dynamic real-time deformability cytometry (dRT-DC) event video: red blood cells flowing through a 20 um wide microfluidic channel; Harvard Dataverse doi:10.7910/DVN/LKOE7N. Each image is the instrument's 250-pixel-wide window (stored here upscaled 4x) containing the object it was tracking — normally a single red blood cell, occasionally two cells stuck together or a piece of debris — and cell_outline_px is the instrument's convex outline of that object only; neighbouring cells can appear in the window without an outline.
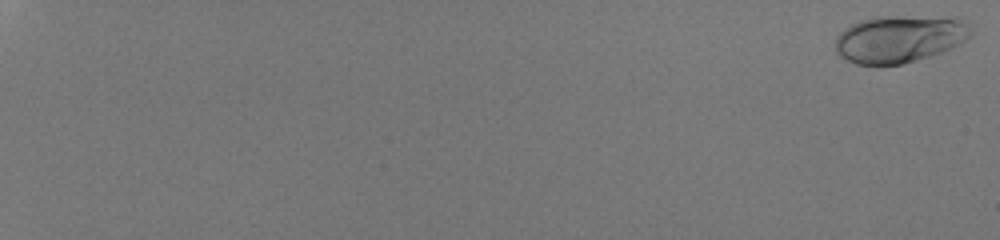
{"species": "human", "species_latin": "Homo sapiens", "temperature_condition": "room temperature", "stored_images_in_passage": 56, "camera_frame_rate_fps": 3000, "um_per_image_px": 0.085, "donor": {"sex": "male"}, "frame": {"image": 1, "passage_image": 1, "time_ms": 0.0, "image_size_px": [1000, 240], "cell_outline_px": [[972, 32], [964, 40], [952, 48], [904, 64], [856, 64], [840, 56], [836, 52], [836, 36], [844, 28], [860, 20], [880, 16], [956, 16], [972, 24]], "centroid_in_image_um": [76.5, 3.27], "position_along_channel_um": 8.5, "area_um2": 37.69}}
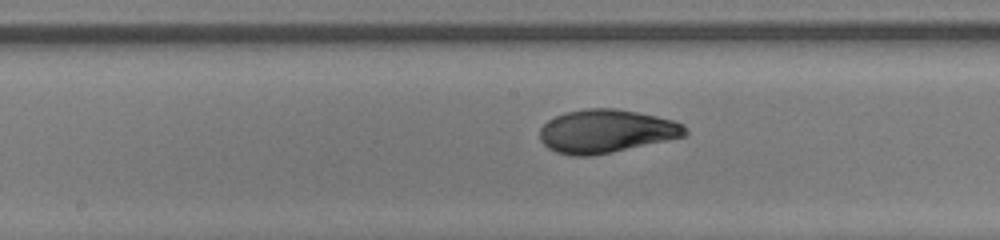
{"frame": {"image": 2, "passage_image": 35, "time_ms": 11.333, "image_size_px": [1000, 240], "cell_outline_px": [[688, 132], [684, 136], [668, 140], [612, 152], [592, 156], [572, 156], [556, 152], [548, 148], [540, 140], [540, 128], [548, 120], [564, 112], [584, 108], [616, 108], [656, 116], [672, 120], [684, 124]], "centroid_in_image_um": [51.5, 11.15], "position_along_channel_um": 196.7, "area_um2": 36.76}}
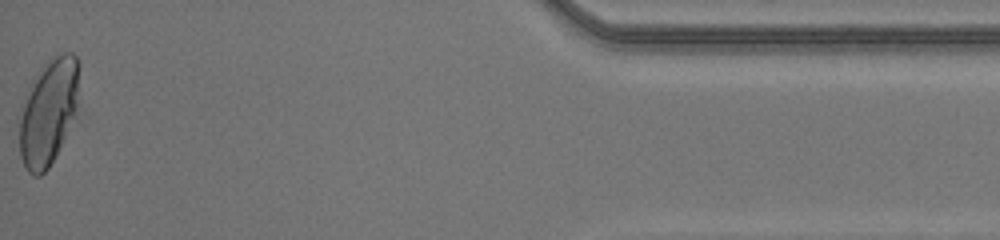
{"frame": {"image": 3, "passage_image": 56, "time_ms": 18.333, "image_size_px": [1000, 240], "cell_outline_px": [[80, 64], [76, 108], [64, 136], [48, 168], [40, 176], [36, 176], [28, 172], [20, 156], [20, 120], [32, 80], [52, 56], [60, 52], [72, 52], [80, 60]], "centroid_in_image_um": [4.14, 9.45], "position_along_channel_um": 431.1, "area_um2": 35.84}, "authors_computed_cell_mechanics": {"area_um2": 36.0383, "velocity_mm_per_s": 4.184, "shape_relaxation_time_tau1_ms": 3.7902, "shape_relaxation_time_tau2_ms": null, "deformation_change_tau1": 0.1904, "deformation_change_tau2": null}}